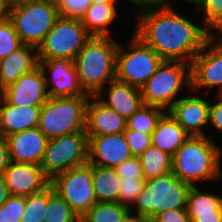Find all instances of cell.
<instances>
[{
	"instance_id": "obj_17",
	"label": "cell",
	"mask_w": 222,
	"mask_h": 222,
	"mask_svg": "<svg viewBox=\"0 0 222 222\" xmlns=\"http://www.w3.org/2000/svg\"><path fill=\"white\" fill-rule=\"evenodd\" d=\"M2 177L10 195L29 196L50 185V178L40 165L10 162Z\"/></svg>"
},
{
	"instance_id": "obj_7",
	"label": "cell",
	"mask_w": 222,
	"mask_h": 222,
	"mask_svg": "<svg viewBox=\"0 0 222 222\" xmlns=\"http://www.w3.org/2000/svg\"><path fill=\"white\" fill-rule=\"evenodd\" d=\"M58 8L41 0L11 5L9 20L24 45L39 47L59 17Z\"/></svg>"
},
{
	"instance_id": "obj_33",
	"label": "cell",
	"mask_w": 222,
	"mask_h": 222,
	"mask_svg": "<svg viewBox=\"0 0 222 222\" xmlns=\"http://www.w3.org/2000/svg\"><path fill=\"white\" fill-rule=\"evenodd\" d=\"M26 206V196L10 195L0 206V222H20Z\"/></svg>"
},
{
	"instance_id": "obj_24",
	"label": "cell",
	"mask_w": 222,
	"mask_h": 222,
	"mask_svg": "<svg viewBox=\"0 0 222 222\" xmlns=\"http://www.w3.org/2000/svg\"><path fill=\"white\" fill-rule=\"evenodd\" d=\"M117 3H93L81 18L82 25L91 36L111 37L109 26L118 15Z\"/></svg>"
},
{
	"instance_id": "obj_34",
	"label": "cell",
	"mask_w": 222,
	"mask_h": 222,
	"mask_svg": "<svg viewBox=\"0 0 222 222\" xmlns=\"http://www.w3.org/2000/svg\"><path fill=\"white\" fill-rule=\"evenodd\" d=\"M145 186V179L121 178L118 203L132 208Z\"/></svg>"
},
{
	"instance_id": "obj_4",
	"label": "cell",
	"mask_w": 222,
	"mask_h": 222,
	"mask_svg": "<svg viewBox=\"0 0 222 222\" xmlns=\"http://www.w3.org/2000/svg\"><path fill=\"white\" fill-rule=\"evenodd\" d=\"M191 187L172 172L146 179L143 190L133 204L136 209L130 208V214L151 222L158 214L167 210L186 209Z\"/></svg>"
},
{
	"instance_id": "obj_1",
	"label": "cell",
	"mask_w": 222,
	"mask_h": 222,
	"mask_svg": "<svg viewBox=\"0 0 222 222\" xmlns=\"http://www.w3.org/2000/svg\"><path fill=\"white\" fill-rule=\"evenodd\" d=\"M181 15L175 9L143 12L133 33L163 60L190 64L209 39L208 29Z\"/></svg>"
},
{
	"instance_id": "obj_36",
	"label": "cell",
	"mask_w": 222,
	"mask_h": 222,
	"mask_svg": "<svg viewBox=\"0 0 222 222\" xmlns=\"http://www.w3.org/2000/svg\"><path fill=\"white\" fill-rule=\"evenodd\" d=\"M124 135L133 156H140L152 145L150 134L126 129Z\"/></svg>"
},
{
	"instance_id": "obj_6",
	"label": "cell",
	"mask_w": 222,
	"mask_h": 222,
	"mask_svg": "<svg viewBox=\"0 0 222 222\" xmlns=\"http://www.w3.org/2000/svg\"><path fill=\"white\" fill-rule=\"evenodd\" d=\"M183 87L191 88L190 64L164 60L140 89L143 104L168 111L179 99L176 96Z\"/></svg>"
},
{
	"instance_id": "obj_48",
	"label": "cell",
	"mask_w": 222,
	"mask_h": 222,
	"mask_svg": "<svg viewBox=\"0 0 222 222\" xmlns=\"http://www.w3.org/2000/svg\"><path fill=\"white\" fill-rule=\"evenodd\" d=\"M55 7H59L61 5L62 0H41Z\"/></svg>"
},
{
	"instance_id": "obj_37",
	"label": "cell",
	"mask_w": 222,
	"mask_h": 222,
	"mask_svg": "<svg viewBox=\"0 0 222 222\" xmlns=\"http://www.w3.org/2000/svg\"><path fill=\"white\" fill-rule=\"evenodd\" d=\"M90 5V0H62L58 12L63 17L81 19Z\"/></svg>"
},
{
	"instance_id": "obj_14",
	"label": "cell",
	"mask_w": 222,
	"mask_h": 222,
	"mask_svg": "<svg viewBox=\"0 0 222 222\" xmlns=\"http://www.w3.org/2000/svg\"><path fill=\"white\" fill-rule=\"evenodd\" d=\"M1 95L10 104L18 107L43 106L49 96L41 67L38 65L23 74L14 84L4 89Z\"/></svg>"
},
{
	"instance_id": "obj_8",
	"label": "cell",
	"mask_w": 222,
	"mask_h": 222,
	"mask_svg": "<svg viewBox=\"0 0 222 222\" xmlns=\"http://www.w3.org/2000/svg\"><path fill=\"white\" fill-rule=\"evenodd\" d=\"M127 47L119 43L116 55V80L141 89L164 61L134 33Z\"/></svg>"
},
{
	"instance_id": "obj_21",
	"label": "cell",
	"mask_w": 222,
	"mask_h": 222,
	"mask_svg": "<svg viewBox=\"0 0 222 222\" xmlns=\"http://www.w3.org/2000/svg\"><path fill=\"white\" fill-rule=\"evenodd\" d=\"M39 65L37 47L23 45L0 60V91L14 84L23 74Z\"/></svg>"
},
{
	"instance_id": "obj_16",
	"label": "cell",
	"mask_w": 222,
	"mask_h": 222,
	"mask_svg": "<svg viewBox=\"0 0 222 222\" xmlns=\"http://www.w3.org/2000/svg\"><path fill=\"white\" fill-rule=\"evenodd\" d=\"M210 103L188 94L180 96L168 112L190 136H207L204 128L209 125Z\"/></svg>"
},
{
	"instance_id": "obj_44",
	"label": "cell",
	"mask_w": 222,
	"mask_h": 222,
	"mask_svg": "<svg viewBox=\"0 0 222 222\" xmlns=\"http://www.w3.org/2000/svg\"><path fill=\"white\" fill-rule=\"evenodd\" d=\"M191 222H222V211H216V215L189 216Z\"/></svg>"
},
{
	"instance_id": "obj_30",
	"label": "cell",
	"mask_w": 222,
	"mask_h": 222,
	"mask_svg": "<svg viewBox=\"0 0 222 222\" xmlns=\"http://www.w3.org/2000/svg\"><path fill=\"white\" fill-rule=\"evenodd\" d=\"M166 111L163 108L143 105L126 120V129L152 134L158 120Z\"/></svg>"
},
{
	"instance_id": "obj_50",
	"label": "cell",
	"mask_w": 222,
	"mask_h": 222,
	"mask_svg": "<svg viewBox=\"0 0 222 222\" xmlns=\"http://www.w3.org/2000/svg\"><path fill=\"white\" fill-rule=\"evenodd\" d=\"M10 4H15V3H19L22 0H7Z\"/></svg>"
},
{
	"instance_id": "obj_31",
	"label": "cell",
	"mask_w": 222,
	"mask_h": 222,
	"mask_svg": "<svg viewBox=\"0 0 222 222\" xmlns=\"http://www.w3.org/2000/svg\"><path fill=\"white\" fill-rule=\"evenodd\" d=\"M47 207V188L26 196V206L20 222H43Z\"/></svg>"
},
{
	"instance_id": "obj_32",
	"label": "cell",
	"mask_w": 222,
	"mask_h": 222,
	"mask_svg": "<svg viewBox=\"0 0 222 222\" xmlns=\"http://www.w3.org/2000/svg\"><path fill=\"white\" fill-rule=\"evenodd\" d=\"M23 45L15 31L13 23L9 19L0 22V60L18 50Z\"/></svg>"
},
{
	"instance_id": "obj_9",
	"label": "cell",
	"mask_w": 222,
	"mask_h": 222,
	"mask_svg": "<svg viewBox=\"0 0 222 222\" xmlns=\"http://www.w3.org/2000/svg\"><path fill=\"white\" fill-rule=\"evenodd\" d=\"M91 37L81 19L59 16L37 48L38 60L66 58L74 61Z\"/></svg>"
},
{
	"instance_id": "obj_46",
	"label": "cell",
	"mask_w": 222,
	"mask_h": 222,
	"mask_svg": "<svg viewBox=\"0 0 222 222\" xmlns=\"http://www.w3.org/2000/svg\"><path fill=\"white\" fill-rule=\"evenodd\" d=\"M10 193L6 186L5 180L0 176V206L9 198Z\"/></svg>"
},
{
	"instance_id": "obj_45",
	"label": "cell",
	"mask_w": 222,
	"mask_h": 222,
	"mask_svg": "<svg viewBox=\"0 0 222 222\" xmlns=\"http://www.w3.org/2000/svg\"><path fill=\"white\" fill-rule=\"evenodd\" d=\"M11 5L7 0H0V22L6 21L10 17Z\"/></svg>"
},
{
	"instance_id": "obj_27",
	"label": "cell",
	"mask_w": 222,
	"mask_h": 222,
	"mask_svg": "<svg viewBox=\"0 0 222 222\" xmlns=\"http://www.w3.org/2000/svg\"><path fill=\"white\" fill-rule=\"evenodd\" d=\"M138 157L145 180L172 172V156L159 148L151 145Z\"/></svg>"
},
{
	"instance_id": "obj_47",
	"label": "cell",
	"mask_w": 222,
	"mask_h": 222,
	"mask_svg": "<svg viewBox=\"0 0 222 222\" xmlns=\"http://www.w3.org/2000/svg\"><path fill=\"white\" fill-rule=\"evenodd\" d=\"M123 222H150V221L145 218H141V217L130 214L127 217V219H125V221H123Z\"/></svg>"
},
{
	"instance_id": "obj_23",
	"label": "cell",
	"mask_w": 222,
	"mask_h": 222,
	"mask_svg": "<svg viewBox=\"0 0 222 222\" xmlns=\"http://www.w3.org/2000/svg\"><path fill=\"white\" fill-rule=\"evenodd\" d=\"M189 134L166 111L158 120L151 134L152 146L174 156L178 148L189 138Z\"/></svg>"
},
{
	"instance_id": "obj_22",
	"label": "cell",
	"mask_w": 222,
	"mask_h": 222,
	"mask_svg": "<svg viewBox=\"0 0 222 222\" xmlns=\"http://www.w3.org/2000/svg\"><path fill=\"white\" fill-rule=\"evenodd\" d=\"M96 96L126 120L144 105L139 88L116 79L109 83L108 98L105 99L102 95Z\"/></svg>"
},
{
	"instance_id": "obj_35",
	"label": "cell",
	"mask_w": 222,
	"mask_h": 222,
	"mask_svg": "<svg viewBox=\"0 0 222 222\" xmlns=\"http://www.w3.org/2000/svg\"><path fill=\"white\" fill-rule=\"evenodd\" d=\"M193 4L204 14V19L200 20L208 30L222 16V0H193Z\"/></svg>"
},
{
	"instance_id": "obj_43",
	"label": "cell",
	"mask_w": 222,
	"mask_h": 222,
	"mask_svg": "<svg viewBox=\"0 0 222 222\" xmlns=\"http://www.w3.org/2000/svg\"><path fill=\"white\" fill-rule=\"evenodd\" d=\"M215 31L216 34L214 32ZM220 34V35H219ZM208 38L216 42H222V16L220 19L208 30Z\"/></svg>"
},
{
	"instance_id": "obj_41",
	"label": "cell",
	"mask_w": 222,
	"mask_h": 222,
	"mask_svg": "<svg viewBox=\"0 0 222 222\" xmlns=\"http://www.w3.org/2000/svg\"><path fill=\"white\" fill-rule=\"evenodd\" d=\"M216 103H210L209 125L211 124L216 131H222V97L219 96Z\"/></svg>"
},
{
	"instance_id": "obj_19",
	"label": "cell",
	"mask_w": 222,
	"mask_h": 222,
	"mask_svg": "<svg viewBox=\"0 0 222 222\" xmlns=\"http://www.w3.org/2000/svg\"><path fill=\"white\" fill-rule=\"evenodd\" d=\"M125 130V118L121 117L115 110L103 104L97 96H90L86 108L85 131L87 136L117 134Z\"/></svg>"
},
{
	"instance_id": "obj_38",
	"label": "cell",
	"mask_w": 222,
	"mask_h": 222,
	"mask_svg": "<svg viewBox=\"0 0 222 222\" xmlns=\"http://www.w3.org/2000/svg\"><path fill=\"white\" fill-rule=\"evenodd\" d=\"M117 174L124 179H144L141 161L138 156H132L116 168Z\"/></svg>"
},
{
	"instance_id": "obj_28",
	"label": "cell",
	"mask_w": 222,
	"mask_h": 222,
	"mask_svg": "<svg viewBox=\"0 0 222 222\" xmlns=\"http://www.w3.org/2000/svg\"><path fill=\"white\" fill-rule=\"evenodd\" d=\"M130 215V208L118 202H96L80 222H123Z\"/></svg>"
},
{
	"instance_id": "obj_29",
	"label": "cell",
	"mask_w": 222,
	"mask_h": 222,
	"mask_svg": "<svg viewBox=\"0 0 222 222\" xmlns=\"http://www.w3.org/2000/svg\"><path fill=\"white\" fill-rule=\"evenodd\" d=\"M43 222H80V217L57 194L51 185L47 187V207Z\"/></svg>"
},
{
	"instance_id": "obj_12",
	"label": "cell",
	"mask_w": 222,
	"mask_h": 222,
	"mask_svg": "<svg viewBox=\"0 0 222 222\" xmlns=\"http://www.w3.org/2000/svg\"><path fill=\"white\" fill-rule=\"evenodd\" d=\"M190 90L207 89V94L213 87L220 86L222 91V42L208 39L200 53L190 63Z\"/></svg>"
},
{
	"instance_id": "obj_3",
	"label": "cell",
	"mask_w": 222,
	"mask_h": 222,
	"mask_svg": "<svg viewBox=\"0 0 222 222\" xmlns=\"http://www.w3.org/2000/svg\"><path fill=\"white\" fill-rule=\"evenodd\" d=\"M114 39L92 36L74 60L79 84L88 95H103L105 85L116 79L119 43Z\"/></svg>"
},
{
	"instance_id": "obj_15",
	"label": "cell",
	"mask_w": 222,
	"mask_h": 222,
	"mask_svg": "<svg viewBox=\"0 0 222 222\" xmlns=\"http://www.w3.org/2000/svg\"><path fill=\"white\" fill-rule=\"evenodd\" d=\"M88 137V163L116 168L133 155L124 132Z\"/></svg>"
},
{
	"instance_id": "obj_5",
	"label": "cell",
	"mask_w": 222,
	"mask_h": 222,
	"mask_svg": "<svg viewBox=\"0 0 222 222\" xmlns=\"http://www.w3.org/2000/svg\"><path fill=\"white\" fill-rule=\"evenodd\" d=\"M89 99L90 96L49 97L40 110L39 130L48 140L85 131Z\"/></svg>"
},
{
	"instance_id": "obj_39",
	"label": "cell",
	"mask_w": 222,
	"mask_h": 222,
	"mask_svg": "<svg viewBox=\"0 0 222 222\" xmlns=\"http://www.w3.org/2000/svg\"><path fill=\"white\" fill-rule=\"evenodd\" d=\"M129 3L133 4V7L137 8V16L143 12L153 11V10H174L172 6L176 0H127ZM193 4V0H185Z\"/></svg>"
},
{
	"instance_id": "obj_2",
	"label": "cell",
	"mask_w": 222,
	"mask_h": 222,
	"mask_svg": "<svg viewBox=\"0 0 222 222\" xmlns=\"http://www.w3.org/2000/svg\"><path fill=\"white\" fill-rule=\"evenodd\" d=\"M210 136H189L172 157V173L181 181L196 186L204 181H219L222 176V148Z\"/></svg>"
},
{
	"instance_id": "obj_49",
	"label": "cell",
	"mask_w": 222,
	"mask_h": 222,
	"mask_svg": "<svg viewBox=\"0 0 222 222\" xmlns=\"http://www.w3.org/2000/svg\"><path fill=\"white\" fill-rule=\"evenodd\" d=\"M91 4L93 3H117L118 0H90Z\"/></svg>"
},
{
	"instance_id": "obj_26",
	"label": "cell",
	"mask_w": 222,
	"mask_h": 222,
	"mask_svg": "<svg viewBox=\"0 0 222 222\" xmlns=\"http://www.w3.org/2000/svg\"><path fill=\"white\" fill-rule=\"evenodd\" d=\"M192 186L187 195L186 211L188 216L216 215L222 211V196L218 193L203 192Z\"/></svg>"
},
{
	"instance_id": "obj_40",
	"label": "cell",
	"mask_w": 222,
	"mask_h": 222,
	"mask_svg": "<svg viewBox=\"0 0 222 222\" xmlns=\"http://www.w3.org/2000/svg\"><path fill=\"white\" fill-rule=\"evenodd\" d=\"M151 222H191L186 209H172L158 214Z\"/></svg>"
},
{
	"instance_id": "obj_18",
	"label": "cell",
	"mask_w": 222,
	"mask_h": 222,
	"mask_svg": "<svg viewBox=\"0 0 222 222\" xmlns=\"http://www.w3.org/2000/svg\"><path fill=\"white\" fill-rule=\"evenodd\" d=\"M5 138L12 162L41 165L48 139L38 127L26 129Z\"/></svg>"
},
{
	"instance_id": "obj_20",
	"label": "cell",
	"mask_w": 222,
	"mask_h": 222,
	"mask_svg": "<svg viewBox=\"0 0 222 222\" xmlns=\"http://www.w3.org/2000/svg\"><path fill=\"white\" fill-rule=\"evenodd\" d=\"M42 106L18 107L0 97V135H9L38 127Z\"/></svg>"
},
{
	"instance_id": "obj_25",
	"label": "cell",
	"mask_w": 222,
	"mask_h": 222,
	"mask_svg": "<svg viewBox=\"0 0 222 222\" xmlns=\"http://www.w3.org/2000/svg\"><path fill=\"white\" fill-rule=\"evenodd\" d=\"M92 182L97 202H118L121 178L115 168L92 165Z\"/></svg>"
},
{
	"instance_id": "obj_10",
	"label": "cell",
	"mask_w": 222,
	"mask_h": 222,
	"mask_svg": "<svg viewBox=\"0 0 222 222\" xmlns=\"http://www.w3.org/2000/svg\"><path fill=\"white\" fill-rule=\"evenodd\" d=\"M50 185L80 218L97 202L89 163L55 174Z\"/></svg>"
},
{
	"instance_id": "obj_11",
	"label": "cell",
	"mask_w": 222,
	"mask_h": 222,
	"mask_svg": "<svg viewBox=\"0 0 222 222\" xmlns=\"http://www.w3.org/2000/svg\"><path fill=\"white\" fill-rule=\"evenodd\" d=\"M88 163V137L79 131L49 139L41 167L51 179L55 174Z\"/></svg>"
},
{
	"instance_id": "obj_42",
	"label": "cell",
	"mask_w": 222,
	"mask_h": 222,
	"mask_svg": "<svg viewBox=\"0 0 222 222\" xmlns=\"http://www.w3.org/2000/svg\"><path fill=\"white\" fill-rule=\"evenodd\" d=\"M10 162L8 143L6 138L0 135V176L3 175Z\"/></svg>"
},
{
	"instance_id": "obj_13",
	"label": "cell",
	"mask_w": 222,
	"mask_h": 222,
	"mask_svg": "<svg viewBox=\"0 0 222 222\" xmlns=\"http://www.w3.org/2000/svg\"><path fill=\"white\" fill-rule=\"evenodd\" d=\"M44 76L49 97L91 96L81 88L74 61L66 58L38 60ZM48 71H50V74ZM50 77H49V76ZM48 87H51L48 89Z\"/></svg>"
}]
</instances>
